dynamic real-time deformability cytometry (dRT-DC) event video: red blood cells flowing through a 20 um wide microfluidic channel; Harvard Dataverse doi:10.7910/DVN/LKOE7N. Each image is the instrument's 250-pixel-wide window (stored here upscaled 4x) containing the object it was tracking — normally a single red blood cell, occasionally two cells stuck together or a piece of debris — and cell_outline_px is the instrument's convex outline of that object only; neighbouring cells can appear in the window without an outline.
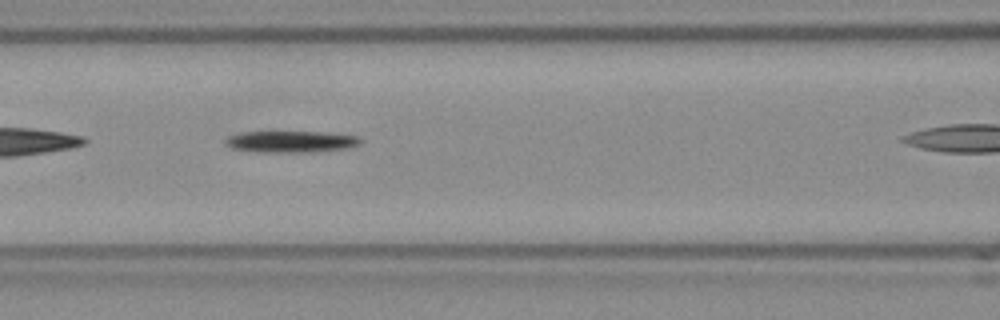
{"species": "Egyptian fruit bat (a non-hibernating species)", "species_latin": "Rousettus aegyptiacus", "temperature_condition": "room temperature", "stored_images_in_passage": 29, "camera_frame_rate_fps": 3000, "um_per_image_px": 0.085, "frame": {"image": 1, "passage_image": 9, "time_ms": 2.667, "image_size_px": [1000, 320], "cell_outline_px": [[360, 144], [348, 148], [304, 152], [276, 152], [232, 148], [224, 144], [224, 140], [228, 136], [244, 132], [316, 132], [360, 136]], "centroid_in_image_um": [24.73, 12.03], "position_along_channel_um": 141.9, "area_um2": 16.47}}